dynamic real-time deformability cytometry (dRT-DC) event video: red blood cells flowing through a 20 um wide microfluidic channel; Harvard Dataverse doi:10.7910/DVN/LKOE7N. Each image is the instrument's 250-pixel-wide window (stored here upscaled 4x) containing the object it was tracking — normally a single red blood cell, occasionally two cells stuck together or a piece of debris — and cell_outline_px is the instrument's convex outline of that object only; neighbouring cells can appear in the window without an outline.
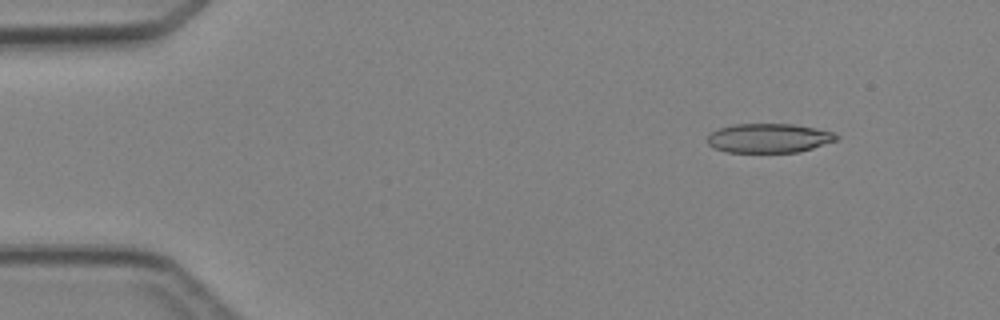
{"species": "Egyptian fruit bat (a non-hibernating species)", "species_latin": "Rousettus aegyptiacus", "temperature_condition": "cold", "stored_images_in_passage": 4, "camera_frame_rate_fps": 3000, "um_per_image_px": 0.085, "animal": {"sex": "female"}, "frame": {"image": 1, "passage_image": 2, "time_ms": 1.0, "image_size_px": [1000, 320], "cell_outline_px": [[840, 136], [836, 140], [800, 152], [724, 152], [712, 148], [708, 144], [708, 136], [712, 132], [720, 128], [732, 124], [792, 124], [816, 128], [832, 132]], "centroid_in_image_um": [65.33, 11.74], "position_along_channel_um": 19.7, "area_um2": 21.96}}